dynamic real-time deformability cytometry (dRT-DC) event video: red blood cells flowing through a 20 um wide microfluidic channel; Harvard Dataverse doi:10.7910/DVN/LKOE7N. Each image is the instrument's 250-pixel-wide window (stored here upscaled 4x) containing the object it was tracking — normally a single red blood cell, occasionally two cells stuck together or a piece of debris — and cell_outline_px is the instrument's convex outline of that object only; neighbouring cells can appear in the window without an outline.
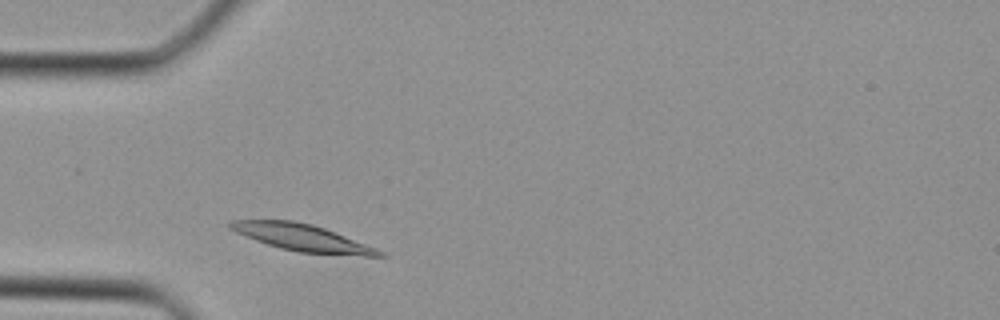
{"species": "Egyptian fruit bat (a non-hibernating species)", "species_latin": "Rousettus aegyptiacus", "temperature_condition": "cold", "stored_images_in_passage": 29, "camera_frame_rate_fps": 3000, "um_per_image_px": 0.085, "animal": {"sex": "female"}, "frame": {"image": 1, "passage_image": 3, "time_ms": 0.667, "image_size_px": [1000, 320], "cell_outline_px": [[388, 256], [364, 256], [300, 252], [280, 248], [256, 240], [236, 232], [228, 228], [228, 224], [232, 220], [292, 220], [312, 224], [324, 228], [376, 248], [384, 252]], "centroid_in_image_um": [25.69, 20.2], "position_along_channel_um": 59.3, "area_um2": 23.0}}
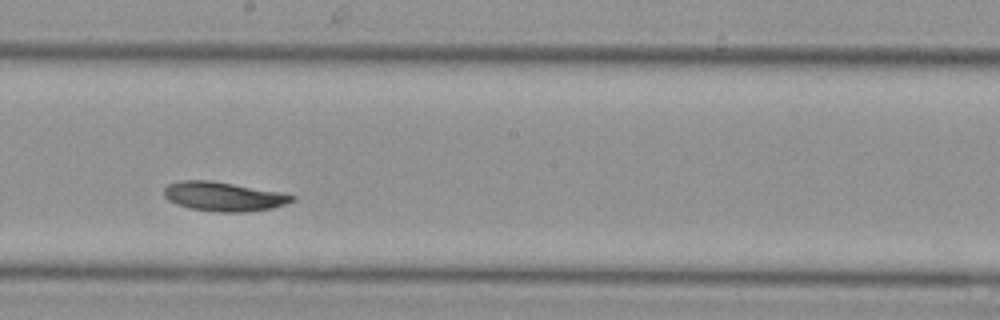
{"frame": {"image": 2, "passage_image": 13, "time_ms": 4.0, "image_size_px": [1000, 320], "cell_outline_px": [[296, 200], [272, 208], [248, 212], [216, 212], [188, 208], [176, 204], [168, 200], [164, 196], [164, 188], [168, 184], [180, 180], [212, 180], [280, 192], [296, 196]], "centroid_in_image_um": [18.99, 16.7], "position_along_channel_um": 229.2, "area_um2": 21.96}}
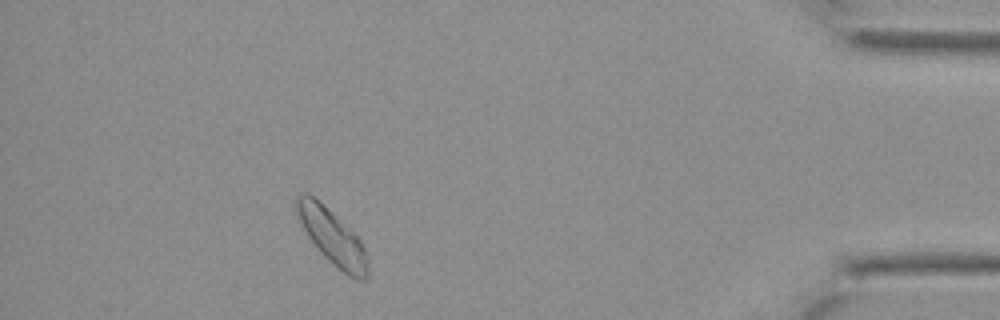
{"frame": {"image": 3, "passage_image": 26, "time_ms": 8.333, "image_size_px": [1000, 320], "cell_outline_px": [[368, 280], [356, 280], [348, 276], [324, 256], [320, 252], [308, 236], [296, 216], [292, 204], [296, 196], [304, 192], [308, 192], [332, 212], [360, 240], [368, 256]], "centroid_in_image_um": [28.2, 20.12], "position_along_channel_um": 407.0, "area_um2": 23.0}}